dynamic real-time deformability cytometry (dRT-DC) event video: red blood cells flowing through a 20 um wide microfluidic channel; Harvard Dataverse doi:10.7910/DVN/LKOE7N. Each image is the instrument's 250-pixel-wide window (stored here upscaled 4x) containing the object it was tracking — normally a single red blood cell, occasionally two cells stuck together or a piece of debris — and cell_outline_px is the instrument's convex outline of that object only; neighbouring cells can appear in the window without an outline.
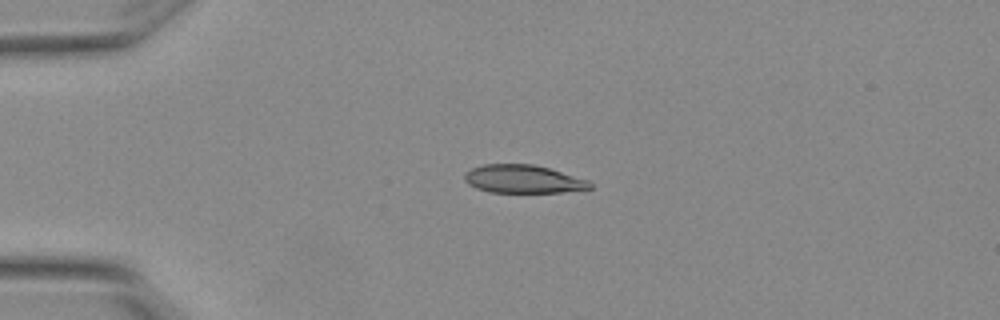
{"species": "Egyptian fruit bat (a non-hibernating species)", "species_latin": "Rousettus aegyptiacus", "temperature_condition": "warm", "stored_images_in_passage": 4, "camera_frame_rate_fps": 3000, "um_per_image_px": 0.085, "animal": {"sex": "female"}, "frame": {"image": 1, "passage_image": 3, "time_ms": 0.667, "image_size_px": [1000, 320], "cell_outline_px": [[592, 188], [588, 192], [488, 192], [476, 188], [468, 184], [464, 180], [464, 172], [472, 168], [484, 164], [532, 164], [548, 168], [588, 180], [592, 184]], "centroid_in_image_um": [44.51, 15.24], "position_along_channel_um": 40.5, "area_um2": 20.87}}